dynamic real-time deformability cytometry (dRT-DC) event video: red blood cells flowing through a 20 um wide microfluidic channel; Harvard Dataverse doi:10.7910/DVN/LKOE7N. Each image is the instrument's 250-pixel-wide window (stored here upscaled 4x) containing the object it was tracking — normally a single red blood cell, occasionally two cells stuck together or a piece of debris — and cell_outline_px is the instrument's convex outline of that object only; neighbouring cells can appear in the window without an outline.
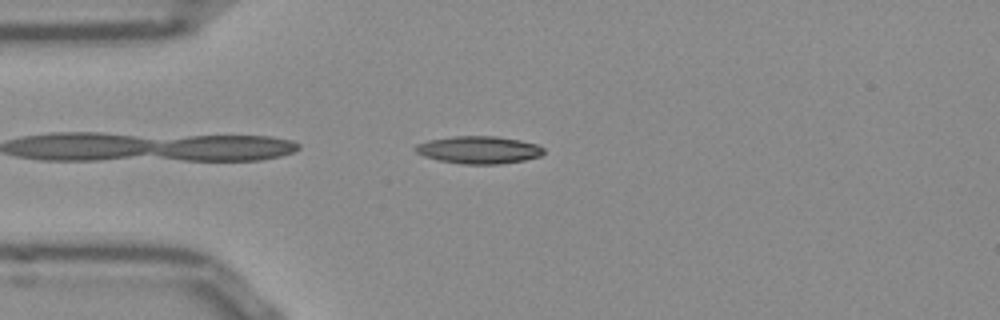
{"species": "Egyptian fruit bat (a non-hibernating species)", "species_latin": "Rousettus aegyptiacus", "temperature_condition": "room temperature", "stored_images_in_passage": 17, "camera_frame_rate_fps": 3000, "um_per_image_px": 0.085, "frame": {"image": 1, "passage_image": 2, "time_ms": 0.333, "image_size_px": [1000, 320], "cell_outline_px": [[544, 152], [540, 156], [524, 160], [500, 164], [464, 164], [440, 160], [424, 156], [416, 152], [412, 148], [416, 144], [432, 140], [456, 136], [496, 136], [520, 140], [536, 144], [544, 148]], "centroid_in_image_um": [40.71, 12.74], "position_along_channel_um": 44.3, "area_um2": 20.4}}
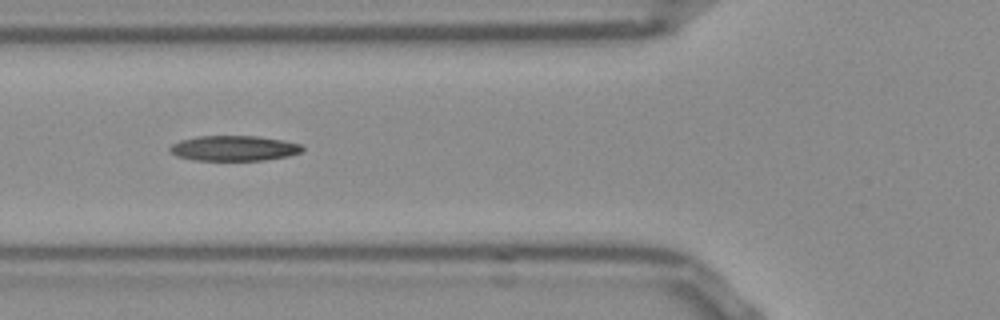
{"frame": {"image": 2, "passage_image": 8, "time_ms": 2.333, "image_size_px": [1000, 320], "cell_outline_px": [[304, 148], [300, 152], [288, 156], [264, 160], [192, 160], [176, 156], [168, 148], [172, 144], [180, 140], [196, 136], [256, 136], [284, 140], [300, 144]], "centroid_in_image_um": [19.86, 12.6], "position_along_channel_um": 105.9, "area_um2": 19.48}}
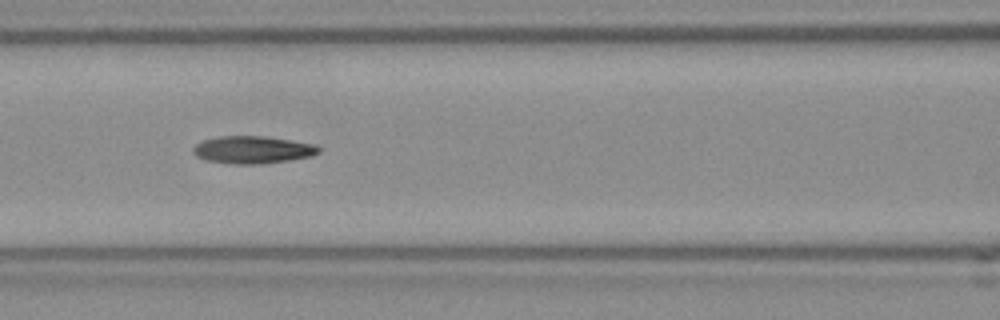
{"frame": {"image": 3, "passage_image": 11, "time_ms": 3.333, "image_size_px": [1000, 320], "cell_outline_px": [[320, 152], [312, 156], [288, 160], [260, 164], [228, 164], [204, 160], [196, 156], [192, 152], [192, 148], [196, 144], [204, 140], [220, 136], [264, 136], [316, 144], [320, 148]], "centroid_in_image_um": [21.46, 12.74], "position_along_channel_um": 145.1, "area_um2": 20.23}}